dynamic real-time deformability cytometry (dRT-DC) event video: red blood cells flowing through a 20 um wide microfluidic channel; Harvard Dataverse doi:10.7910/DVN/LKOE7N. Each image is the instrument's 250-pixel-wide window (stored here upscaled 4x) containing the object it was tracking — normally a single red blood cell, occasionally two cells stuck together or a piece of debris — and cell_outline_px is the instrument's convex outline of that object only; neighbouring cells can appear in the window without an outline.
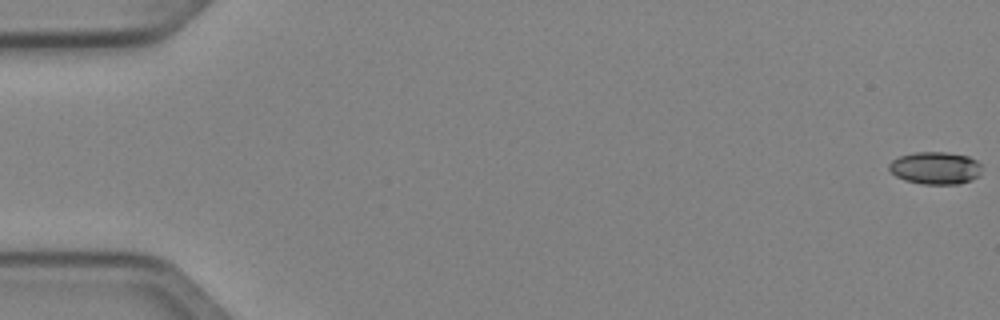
{"species": "Egyptian fruit bat (a non-hibernating species)", "species_latin": "Rousettus aegyptiacus", "temperature_condition": "cold", "stored_images_in_passage": 52, "camera_frame_rate_fps": 3000, "um_per_image_px": 0.085, "animal": {"sex": "female"}, "frame": {"image": 1, "passage_image": 1, "time_ms": 0.0, "image_size_px": [1000, 320], "cell_outline_px": [[980, 176], [972, 180], [960, 184], [924, 184], [904, 180], [896, 176], [888, 168], [888, 164], [892, 160], [900, 156], [916, 152], [944, 152], [968, 156], [976, 160], [980, 164]], "centroid_in_image_um": [79.51, 14.29], "position_along_channel_um": 5.5, "area_um2": 17.57}}
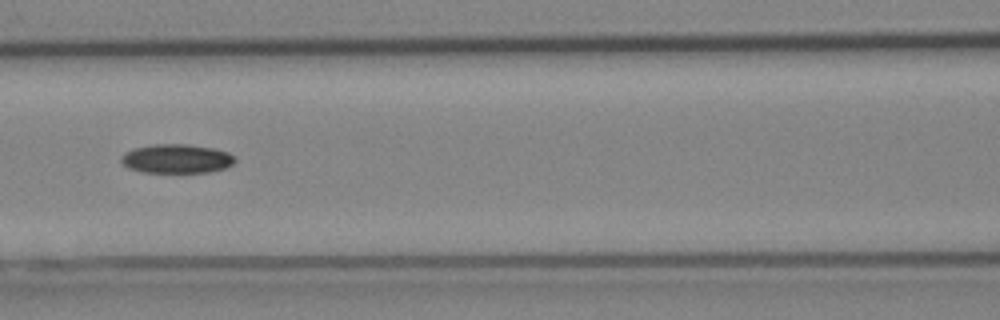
{"frame": {"image": 2, "passage_image": 24, "time_ms": 7.667, "image_size_px": [1000, 320], "cell_outline_px": [[236, 160], [232, 164], [224, 168], [208, 172], [140, 172], [128, 168], [120, 160], [120, 156], [124, 152], [132, 148], [152, 144], [188, 144], [216, 148], [228, 152]], "centroid_in_image_um": [14.97, 13.47], "position_along_channel_um": 151.6, "area_um2": 19.42}}
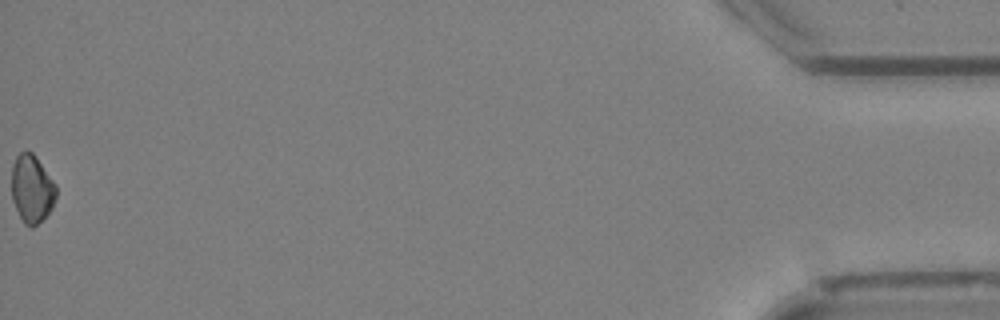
{"frame": {"image": 3, "passage_image": 52, "time_ms": 17.0, "image_size_px": [1000, 320], "cell_outline_px": [[56, 196], [52, 208], [32, 228], [24, 224], [12, 200], [12, 164], [16, 156], [24, 148], [32, 152], [36, 156], [56, 184]], "centroid_in_image_um": [2.7, 16.0], "position_along_channel_um": 432.5, "area_um2": 17.69}}